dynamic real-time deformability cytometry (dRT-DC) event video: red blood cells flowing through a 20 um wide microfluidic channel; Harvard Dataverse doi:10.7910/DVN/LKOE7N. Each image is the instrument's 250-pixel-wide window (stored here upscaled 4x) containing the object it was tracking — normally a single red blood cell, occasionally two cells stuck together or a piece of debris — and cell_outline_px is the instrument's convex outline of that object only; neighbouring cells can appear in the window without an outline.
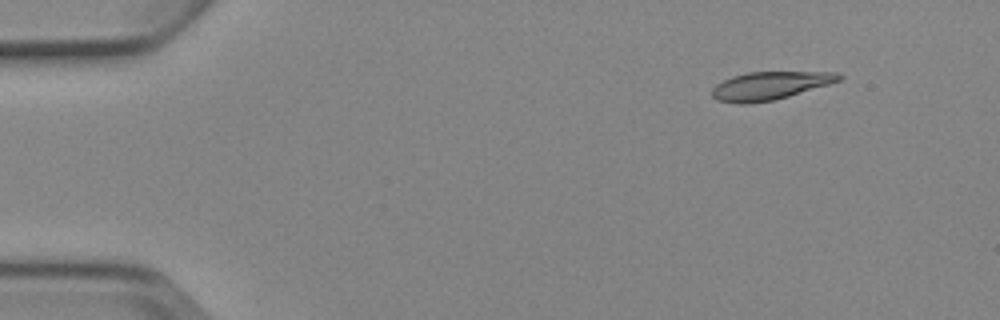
{"species": "Egyptian fruit bat (a non-hibernating species)", "species_latin": "Rousettus aegyptiacus", "temperature_condition": "cold", "stored_images_in_passage": 10, "camera_frame_rate_fps": 3000, "um_per_image_px": 0.085, "animal": {"sex": "female"}, "frame": {"image": 1, "passage_image": 2, "time_ms": 1.667, "image_size_px": [1000, 320], "cell_outline_px": [[844, 76], [840, 80], [828, 84], [788, 96], [772, 100], [748, 104], [740, 104], [716, 100], [712, 96], [712, 88], [716, 84], [732, 76], [748, 72], [836, 72]], "centroid_in_image_um": [65.4, 7.28], "position_along_channel_um": 19.6, "area_um2": 20.58}}
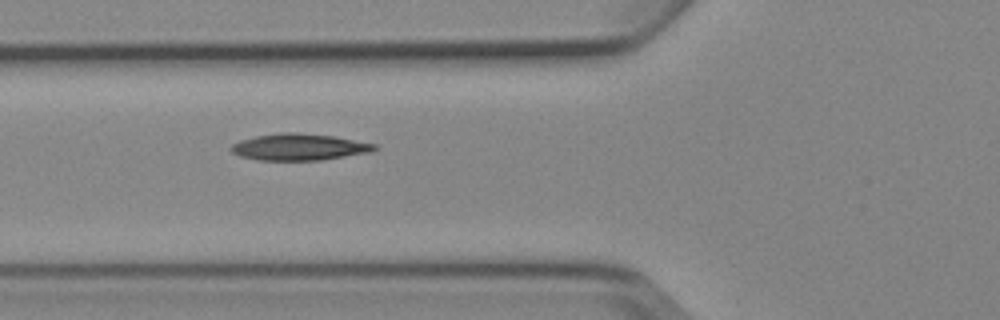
{"frame": {"image": 2, "passage_image": 6, "time_ms": 6.333, "image_size_px": [1000, 320], "cell_outline_px": [[376, 148], [372, 152], [324, 160], [256, 160], [240, 156], [232, 152], [228, 148], [232, 144], [240, 140], [256, 136], [280, 132], [296, 132], [332, 136], [376, 144]], "centroid_in_image_um": [25.4, 12.5], "position_along_channel_um": 100.4, "area_um2": 22.31}}
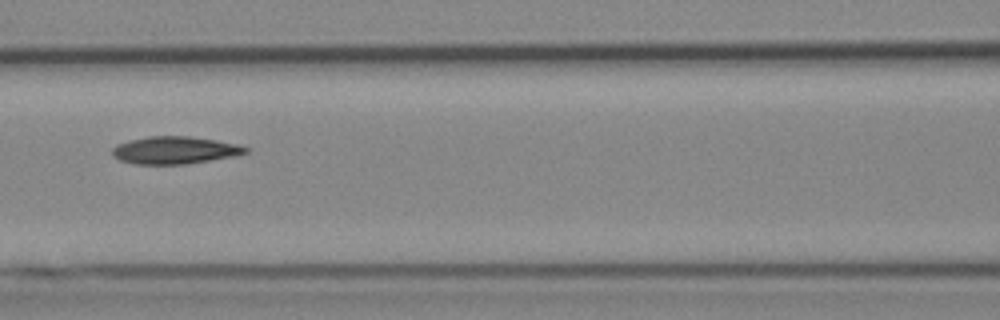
{"frame": {"image": 3, "passage_image": 7, "time_ms": 7.667, "image_size_px": [1000, 320], "cell_outline_px": [[248, 152], [236, 156], [184, 164], [136, 164], [120, 160], [112, 156], [112, 148], [116, 144], [128, 140], [148, 136], [188, 136], [216, 140], [240, 144], [248, 148]], "centroid_in_image_um": [14.85, 12.76], "position_along_channel_um": 151.8, "area_um2": 21.44}}